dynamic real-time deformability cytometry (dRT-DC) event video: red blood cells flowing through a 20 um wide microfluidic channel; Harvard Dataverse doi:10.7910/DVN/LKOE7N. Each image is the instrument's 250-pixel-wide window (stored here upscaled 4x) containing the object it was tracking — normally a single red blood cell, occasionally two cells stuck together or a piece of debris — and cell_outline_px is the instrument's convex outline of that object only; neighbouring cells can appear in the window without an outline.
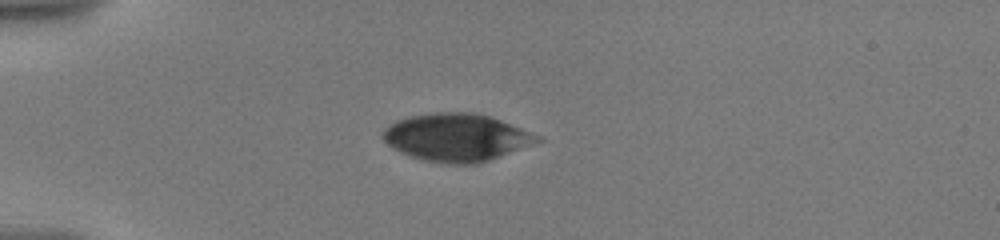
{"species": "human", "species_latin": "Homo sapiens", "temperature_condition": "warm", "stored_images_in_passage": 7, "camera_frame_rate_fps": 3000, "um_per_image_px": 0.085, "donor": {"sex": "male"}, "frame": {"image": 1, "passage_image": 1, "time_ms": 0.0, "image_size_px": [1000, 240], "cell_outline_px": [[544, 140], [500, 156], [476, 164], [448, 164], [428, 160], [412, 156], [392, 148], [384, 140], [384, 128], [388, 124], [396, 120], [412, 116], [436, 112], [472, 112], [488, 116], [500, 120], [544, 136]], "centroid_in_image_um": [38.84, 11.67], "position_along_channel_um": 46.2, "area_um2": 42.6}}
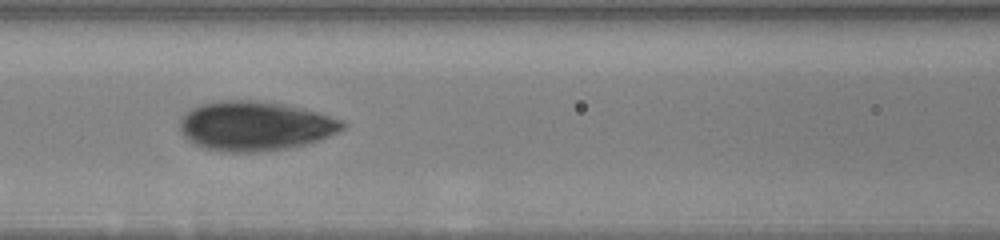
{"frame": {"image": 2, "passage_image": 5, "time_ms": 3.667, "image_size_px": [1000, 240], "cell_outline_px": [[348, 124], [344, 128], [320, 140], [304, 144], [284, 148], [256, 152], [224, 152], [204, 148], [188, 140], [180, 132], [180, 120], [192, 108], [200, 104], [216, 100], [252, 100], [284, 104], [304, 108], [344, 120]], "centroid_in_image_um": [21.68, 10.7], "position_along_channel_um": 144.9, "area_um2": 46.88}}
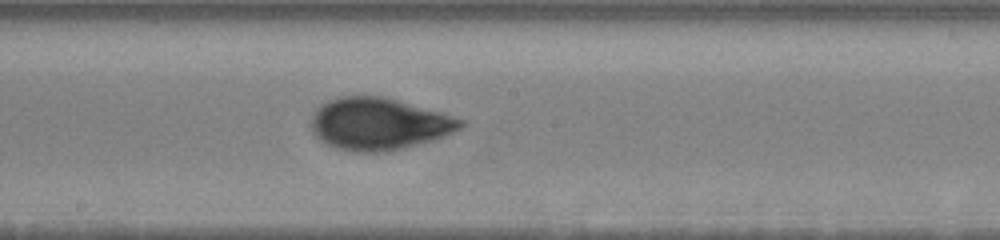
{"frame": {"image": 3, "passage_image": 7, "time_ms": 5.667, "image_size_px": [1000, 240], "cell_outline_px": [[464, 124], [460, 128], [444, 136], [432, 140], [404, 148], [388, 152], [352, 152], [336, 148], [320, 140], [312, 132], [312, 116], [316, 108], [328, 100], [340, 96], [384, 96], [444, 112], [464, 120]], "centroid_in_image_um": [32.21, 10.52], "position_along_channel_um": 216.0, "area_um2": 45.6}}